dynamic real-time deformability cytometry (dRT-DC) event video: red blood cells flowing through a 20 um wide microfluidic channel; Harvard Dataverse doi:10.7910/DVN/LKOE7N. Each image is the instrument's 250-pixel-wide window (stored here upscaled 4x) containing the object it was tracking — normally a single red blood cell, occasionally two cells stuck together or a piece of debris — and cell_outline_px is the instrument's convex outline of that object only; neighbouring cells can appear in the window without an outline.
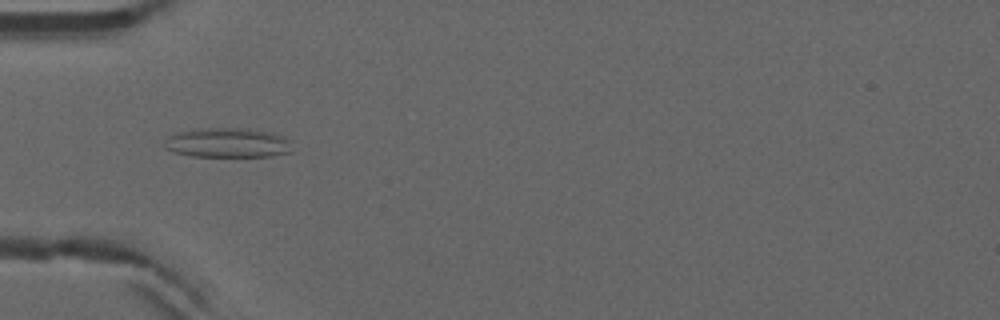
{"species": "common noctule bat (a hibernating species)", "species_latin": "Nyctalus noctula", "temperature_condition": "warm", "stored_images_in_passage": 53, "camera_frame_rate_fps": 3000, "um_per_image_px": 0.085, "animal": {"sex": "male", "forearm_length_mm": 52.5}, "frame": {"image": 1, "passage_image": 18, "time_ms": 5.667, "image_size_px": [1000, 320], "cell_outline_px": [[292, 152], [272, 156], [192, 156], [172, 152], [164, 148], [164, 144], [168, 136], [172, 132], [192, 128], [248, 128], [276, 132], [284, 136], [288, 140]], "centroid_in_image_um": [19.31, 12.11], "position_along_channel_um": 65.7, "area_um2": 22.6}}
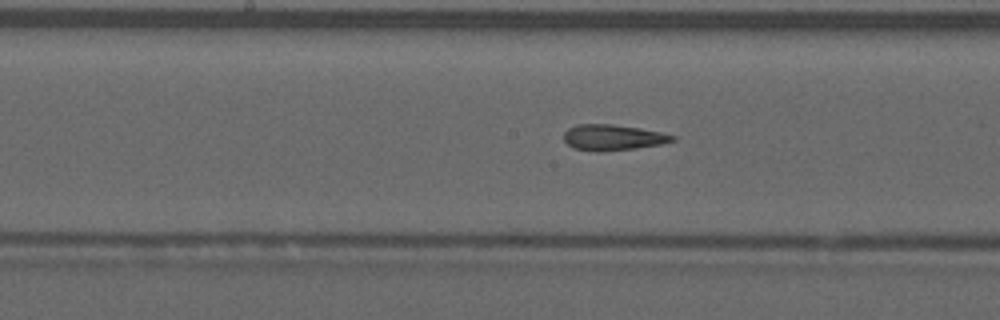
{"frame": {"image": 2, "passage_image": 28, "time_ms": 9.0, "image_size_px": [1000, 320], "cell_outline_px": [[676, 140], [660, 144], [636, 148], [600, 152], [572, 148], [564, 140], [564, 132], [568, 128], [580, 124], [612, 124], [640, 128], [660, 132], [676, 136]], "centroid_in_image_um": [52.08, 11.68], "position_along_channel_um": 196.1, "area_um2": 16.3}}
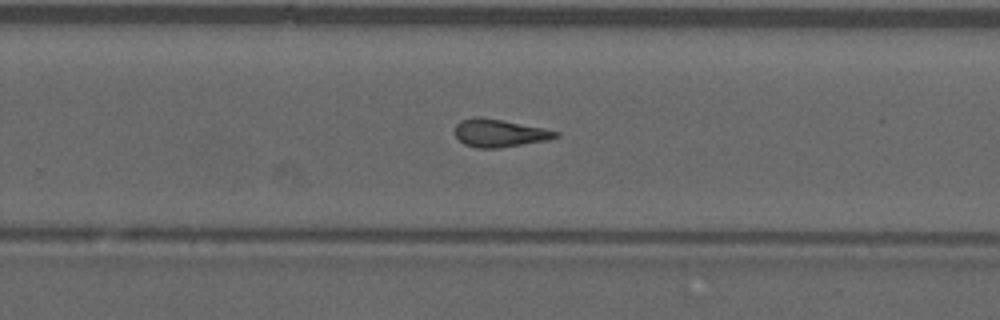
{"frame": {"image": 3, "passage_image": 35, "time_ms": 11.333, "image_size_px": [1000, 320], "cell_outline_px": [[560, 136], [548, 140], [500, 148], [476, 148], [464, 144], [456, 136], [456, 124], [460, 120], [472, 116], [480, 116], [504, 120], [544, 128], [560, 132]], "centroid_in_image_um": [42.46, 11.3], "position_along_channel_um": 287.3, "area_um2": 16.53}, "authors_computed_cell_mechanics": {"area_um2": 16.6464, "velocity_mm_per_s": 3.933, "shape_relaxation_time_tau1_ms": null, "shape_relaxation_time_tau2_ms": 4.1884, "deformation_change_tau1": null, "deformation_change_tau2": 0.1592}}